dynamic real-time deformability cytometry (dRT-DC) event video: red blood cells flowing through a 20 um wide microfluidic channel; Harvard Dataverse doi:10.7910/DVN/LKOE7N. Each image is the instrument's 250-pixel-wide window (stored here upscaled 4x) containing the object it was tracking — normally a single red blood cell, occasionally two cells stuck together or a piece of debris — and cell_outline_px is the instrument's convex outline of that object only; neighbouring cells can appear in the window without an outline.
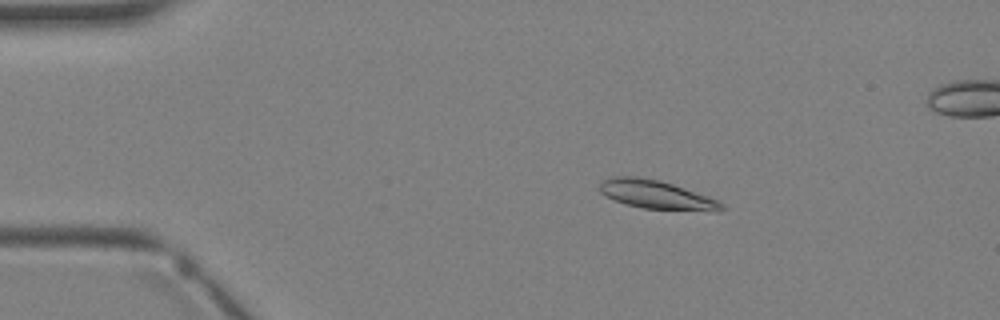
{"species": "Egyptian fruit bat (a non-hibernating species)", "species_latin": "Rousettus aegyptiacus", "temperature_condition": "warm", "stored_images_in_passage": 4, "camera_frame_rate_fps": 3000, "um_per_image_px": 0.085, "animal": {"sex": "female"}, "frame": {"image": 1, "passage_image": 2, "time_ms": 1.333, "image_size_px": [1000, 320], "cell_outline_px": [[724, 208], [716, 212], [644, 208], [628, 204], [604, 196], [600, 192], [600, 184], [604, 180], [612, 176], [636, 176], [660, 180], [708, 196], [724, 204]], "centroid_in_image_um": [55.81, 16.55], "position_along_channel_um": 29.2, "area_um2": 20.23}}